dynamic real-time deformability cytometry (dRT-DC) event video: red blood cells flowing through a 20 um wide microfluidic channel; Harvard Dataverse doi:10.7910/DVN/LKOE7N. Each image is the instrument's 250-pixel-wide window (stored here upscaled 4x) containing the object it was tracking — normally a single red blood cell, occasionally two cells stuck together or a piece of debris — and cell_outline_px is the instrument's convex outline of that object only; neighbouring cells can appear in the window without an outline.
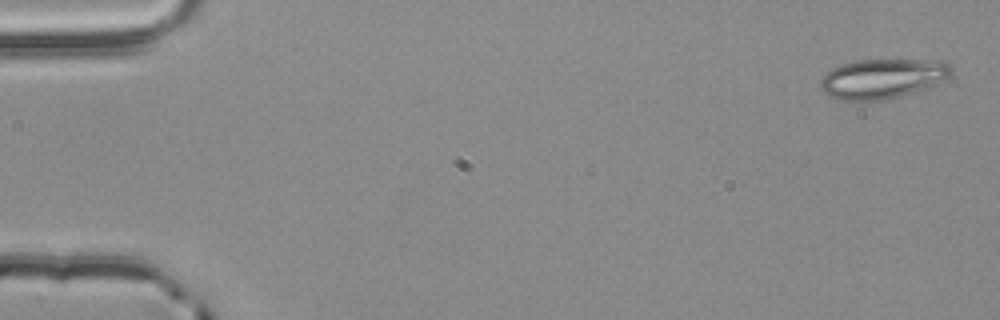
{"species": "common noctule bat (a hibernating species)", "species_latin": "Nyctalus noctula", "temperature_condition": "room temperature", "stored_images_in_passage": 3, "camera_frame_rate_fps": 3000, "um_per_image_px": 0.085, "animal": {"sex": "male", "body_mass_g": 20.4}, "frame": {"image": 1, "passage_image": 1, "time_ms": 0.0, "image_size_px": [1000, 320], "cell_outline_px": [[952, 72], [948, 76], [928, 88], [900, 96], [884, 100], [836, 100], [828, 96], [820, 88], [820, 80], [832, 68], [856, 60], [944, 60], [952, 68]], "centroid_in_image_um": [75.0, 6.69], "position_along_channel_um": 10.0, "area_um2": 30.23}}